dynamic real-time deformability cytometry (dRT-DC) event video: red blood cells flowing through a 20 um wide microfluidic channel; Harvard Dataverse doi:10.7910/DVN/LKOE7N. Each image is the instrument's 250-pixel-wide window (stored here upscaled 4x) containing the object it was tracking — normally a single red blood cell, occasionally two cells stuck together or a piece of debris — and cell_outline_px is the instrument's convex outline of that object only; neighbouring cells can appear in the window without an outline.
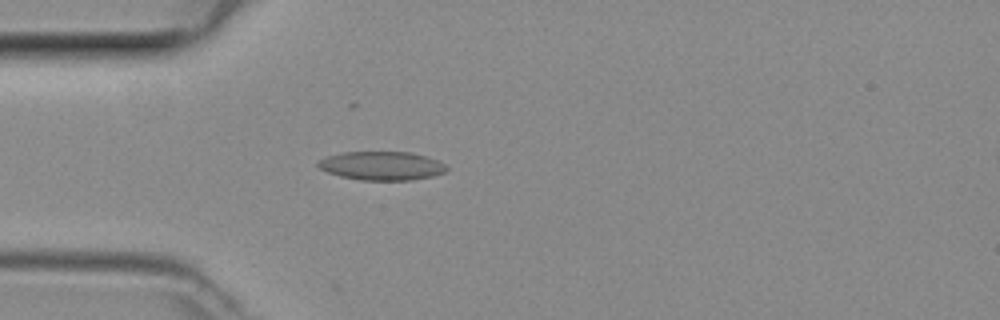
{"species": "common noctule bat (a hibernating species)", "species_latin": "Nyctalus noctula", "temperature_condition": "room temperature", "stored_images_in_passage": 40, "camera_frame_rate_fps": 3000, "um_per_image_px": 0.085, "animal": {"sex": "female", "body_mass_g": 29.2, "forearm_length_mm": 56.3}, "frame": {"image": 1, "passage_image": 7, "time_ms": 2.0, "image_size_px": [1000, 320], "cell_outline_px": [[448, 168], [444, 172], [432, 176], [412, 180], [360, 180], [340, 176], [328, 172], [320, 168], [316, 164], [320, 160], [328, 156], [340, 152], [412, 152], [436, 160], [444, 164]], "centroid_in_image_um": [32.43, 14.09], "position_along_channel_um": 52.6, "area_um2": 21.33}}
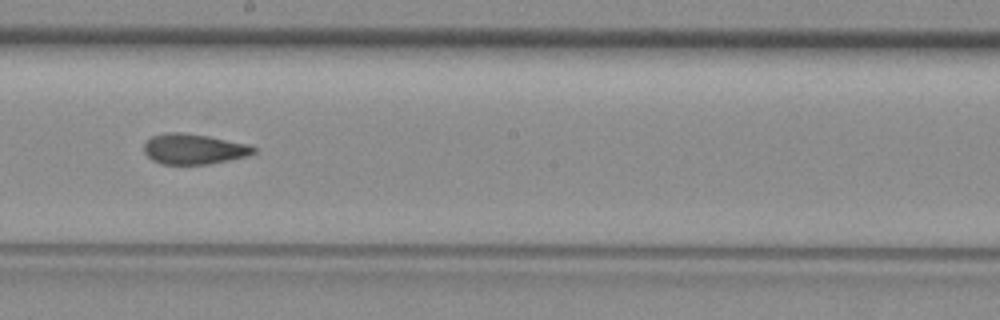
{"frame": {"image": 2, "passage_image": 20, "time_ms": 6.333, "image_size_px": [1000, 320], "cell_outline_px": [[256, 152], [244, 156], [228, 160], [208, 164], [164, 164], [152, 160], [144, 152], [144, 144], [152, 136], [168, 132], [180, 132], [208, 136], [248, 144], [256, 148]], "centroid_in_image_um": [16.45, 12.66], "position_along_channel_um": 231.7, "area_um2": 19.19}}
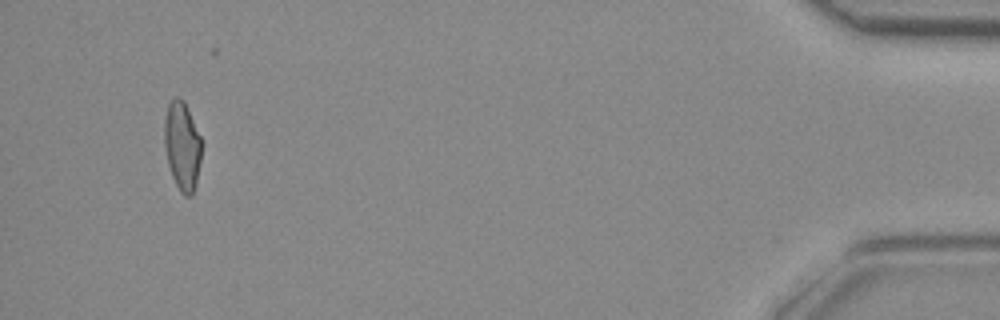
{"frame": {"image": 3, "passage_image": 39, "time_ms": 12.667, "image_size_px": [1000, 320], "cell_outline_px": [[200, 160], [196, 184], [192, 196], [184, 196], [180, 192], [172, 176], [168, 164], [164, 144], [164, 120], [168, 104], [176, 96], [180, 96], [184, 100], [200, 136]], "centroid_in_image_um": [15.47, 12.4], "position_along_channel_um": 419.7, "area_um2": 19.13}}